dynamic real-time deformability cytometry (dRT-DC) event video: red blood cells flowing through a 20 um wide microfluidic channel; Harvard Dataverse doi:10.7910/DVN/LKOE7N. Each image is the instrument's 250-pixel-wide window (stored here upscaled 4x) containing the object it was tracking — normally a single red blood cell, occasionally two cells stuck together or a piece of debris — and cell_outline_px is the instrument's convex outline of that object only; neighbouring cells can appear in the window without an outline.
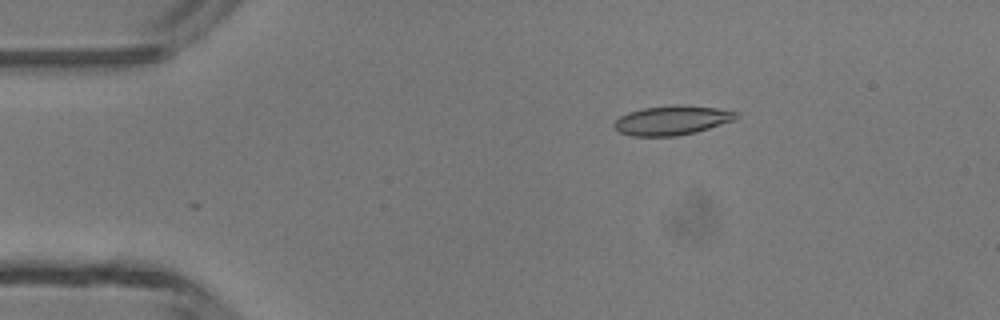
{"species": "common noctule bat (a hibernating species)", "species_latin": "Nyctalus noctula", "temperature_condition": "room temperature", "stored_images_in_passage": 3, "camera_frame_rate_fps": 3000, "um_per_image_px": 0.085, "animal": {"sex": "male", "body_mass_g": 13.3}, "frame": {"image": 1, "passage_image": 3, "time_ms": 2.0, "image_size_px": [1000, 320], "cell_outline_px": [[736, 120], [696, 132], [676, 136], [632, 136], [620, 132], [612, 124], [620, 116], [628, 112], [644, 108], [672, 104], [680, 104], [716, 108], [736, 112]], "centroid_in_image_um": [57.11, 10.22], "position_along_channel_um": 27.9, "area_um2": 20.87}}